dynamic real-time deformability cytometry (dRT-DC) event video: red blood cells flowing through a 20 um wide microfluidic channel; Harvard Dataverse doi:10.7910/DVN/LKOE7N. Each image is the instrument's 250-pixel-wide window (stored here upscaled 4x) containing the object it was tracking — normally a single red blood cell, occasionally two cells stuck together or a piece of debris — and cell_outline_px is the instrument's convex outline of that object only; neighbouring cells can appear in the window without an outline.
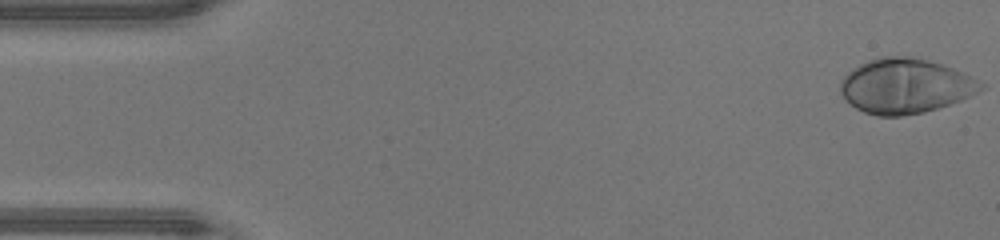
{"species": "human", "species_latin": "Homo sapiens", "temperature_condition": "warm", "stored_images_in_passage": 45, "camera_frame_rate_fps": 3000, "um_per_image_px": 0.085, "donor": {"sex": "male"}, "frame": {"image": 1, "passage_image": 1, "time_ms": 0.0, "image_size_px": [1000, 240], "cell_outline_px": [[968, 76], [964, 96], [960, 100], [924, 112], [900, 116], [880, 116], [864, 112], [856, 108], [844, 96], [840, 88], [840, 84], [844, 76], [848, 72], [860, 64], [872, 60], [888, 56], [896, 56], [924, 60], [940, 64]], "centroid_in_image_um": [76.67, 7.33], "position_along_channel_um": 8.3, "area_um2": 41.73}}
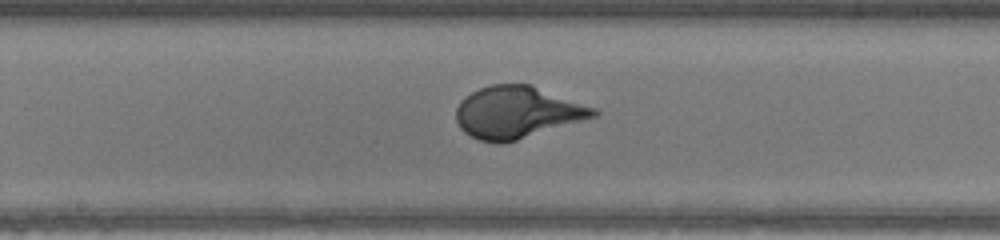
{"frame": {"image": 2, "passage_image": 24, "time_ms": 7.667, "image_size_px": [1000, 240], "cell_outline_px": [[600, 112], [596, 116], [516, 140], [500, 144], [496, 144], [480, 140], [464, 132], [460, 128], [456, 120], [456, 108], [460, 100], [464, 96], [480, 88], [492, 84], [532, 84], [596, 108]], "centroid_in_image_um": [43.94, 9.53], "position_along_channel_um": 204.3, "area_um2": 41.56}}
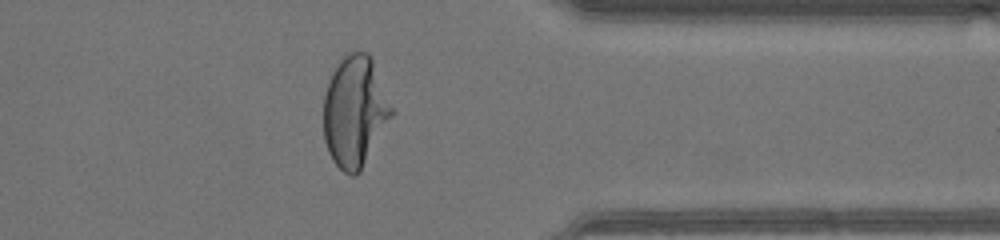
{"frame": {"image": 3, "passage_image": 37, "time_ms": 12.0, "image_size_px": [1000, 240], "cell_outline_px": [[396, 112], [360, 172], [356, 176], [352, 176], [344, 172], [332, 160], [328, 152], [324, 140], [324, 96], [328, 80], [332, 72], [344, 52], [368, 52], [372, 60]], "centroid_in_image_um": [30.18, 9.48], "position_along_channel_um": 381.2, "area_um2": 44.56}}